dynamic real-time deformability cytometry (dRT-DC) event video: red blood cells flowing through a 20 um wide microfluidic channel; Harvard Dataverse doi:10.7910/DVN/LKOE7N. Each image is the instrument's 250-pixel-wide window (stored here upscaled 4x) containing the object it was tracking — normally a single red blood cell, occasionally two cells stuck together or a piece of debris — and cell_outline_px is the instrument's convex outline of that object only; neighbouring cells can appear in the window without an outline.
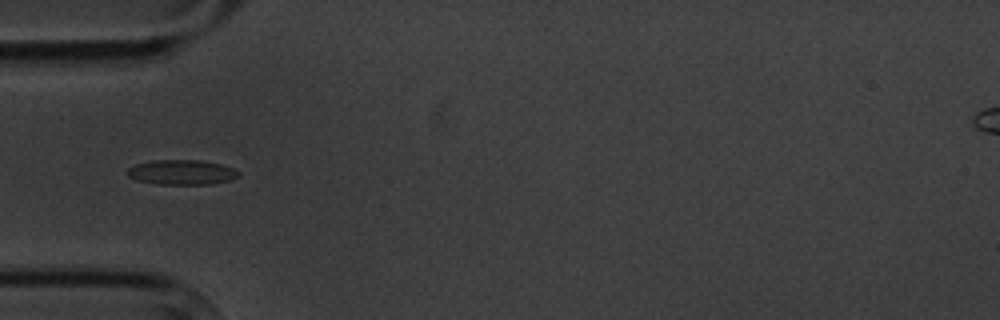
{"species": "common noctule bat (a hibernating species)", "species_latin": "Nyctalus noctula", "temperature_condition": "cold", "stored_images_in_passage": 6, "camera_frame_rate_fps": 3000, "um_per_image_px": 0.085, "animal": {"sex": "male", "body_mass_g": 20.1, "forearm_length_mm": 53.5}, "frame": {"image": 1, "passage_image": 4, "time_ms": 3.667, "image_size_px": [1000, 320], "cell_outline_px": [[240, 176], [228, 180], [212, 184], [156, 184], [136, 180], [128, 176], [128, 168], [136, 164], [152, 160], [200, 160], [220, 164], [232, 168], [240, 172]], "centroid_in_image_um": [15.44, 14.64], "position_along_channel_um": 69.6, "area_um2": 16.07}}
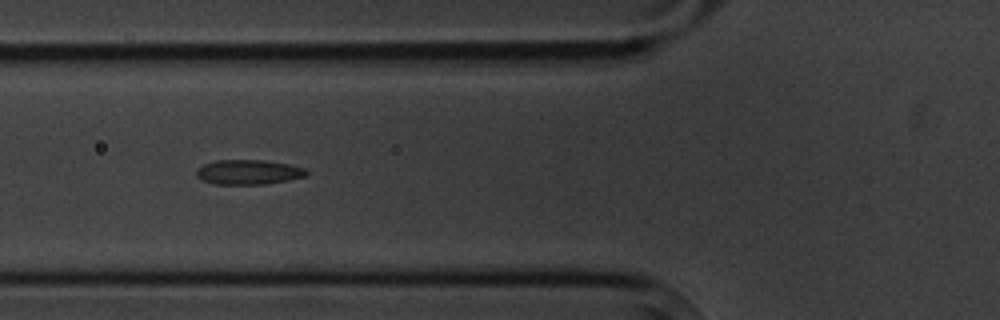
{"frame": {"image": 2, "passage_image": 5, "time_ms": 4.667, "image_size_px": [1000, 320], "cell_outline_px": [[308, 172], [304, 176], [288, 180], [264, 184], [216, 184], [200, 180], [196, 176], [196, 168], [204, 164], [216, 160], [264, 160], [288, 164], [304, 168]], "centroid_in_image_um": [21.06, 14.62], "position_along_channel_um": 104.7, "area_um2": 15.84}}
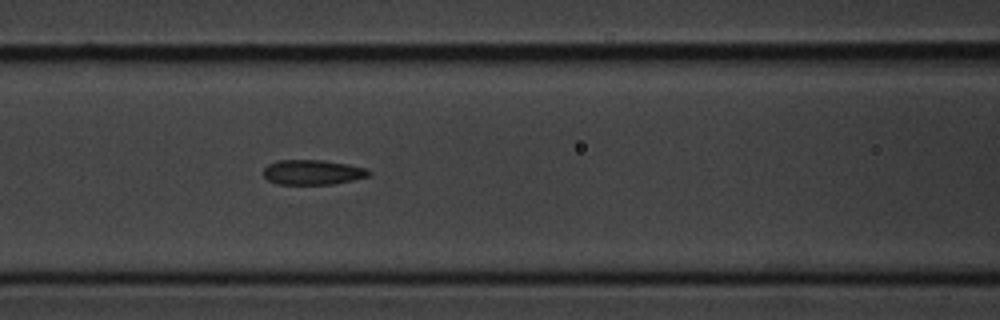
{"frame": {"image": 3, "passage_image": 6, "time_ms": 5.667, "image_size_px": [1000, 320], "cell_outline_px": [[372, 172], [368, 176], [352, 180], [332, 184], [276, 184], [268, 180], [264, 176], [264, 168], [268, 164], [280, 160], [320, 160], [348, 164], [368, 168]], "centroid_in_image_um": [26.58, 14.64], "position_along_channel_um": 140.0, "area_um2": 15.26}}